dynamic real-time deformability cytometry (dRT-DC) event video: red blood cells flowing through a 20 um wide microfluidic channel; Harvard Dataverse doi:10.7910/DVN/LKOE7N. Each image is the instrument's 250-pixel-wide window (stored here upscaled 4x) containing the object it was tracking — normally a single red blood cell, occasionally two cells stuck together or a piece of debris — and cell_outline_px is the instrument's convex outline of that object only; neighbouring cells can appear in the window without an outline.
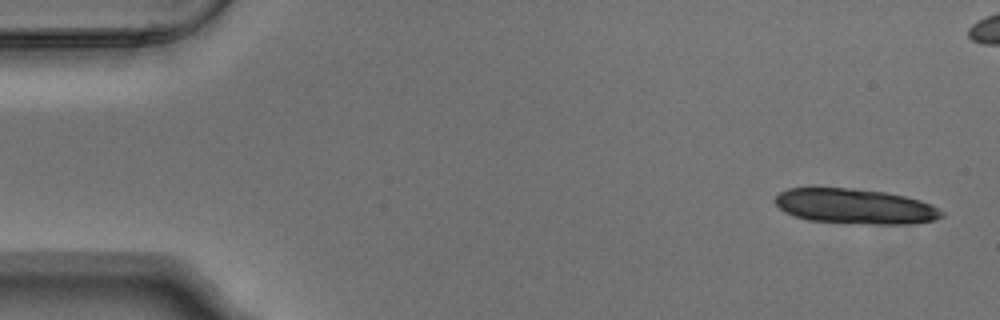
{"species": "Egyptian fruit bat (a non-hibernating species)", "species_latin": "Rousettus aegyptiacus", "temperature_condition": "warm", "stored_images_in_passage": 7, "segment_of_instrument_passage": [1, 2], "camera_frame_rate_fps": 3000, "um_per_image_px": 0.085, "animal": {"sex": "male"}, "frame": {"image": 1, "passage_image": 1, "time_ms": 0.0, "image_size_px": [1000, 320], "cell_outline_px": [[944, 216], [932, 220], [908, 224], [880, 224], [808, 220], [784, 212], [772, 200], [780, 192], [788, 188], [852, 188], [884, 192], [904, 196], [920, 200], [932, 204], [944, 212]], "centroid_in_image_um": [72.68, 17.53], "position_along_channel_um": 12.3, "area_um2": 33.87}}
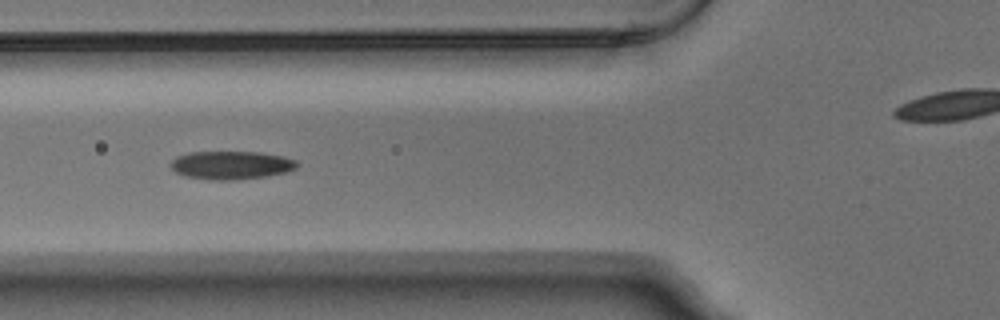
{"frame": {"image": 2, "passage_image": 6, "time_ms": 1.667, "image_size_px": [1000, 320], "cell_outline_px": [[300, 164], [296, 168], [288, 172], [264, 176], [236, 180], [212, 180], [188, 176], [176, 172], [172, 168], [172, 160], [176, 156], [188, 152], [260, 152], [284, 156], [296, 160]], "centroid_in_image_um": [19.7, 14.03], "position_along_channel_um": 106.1, "area_um2": 20.81}}